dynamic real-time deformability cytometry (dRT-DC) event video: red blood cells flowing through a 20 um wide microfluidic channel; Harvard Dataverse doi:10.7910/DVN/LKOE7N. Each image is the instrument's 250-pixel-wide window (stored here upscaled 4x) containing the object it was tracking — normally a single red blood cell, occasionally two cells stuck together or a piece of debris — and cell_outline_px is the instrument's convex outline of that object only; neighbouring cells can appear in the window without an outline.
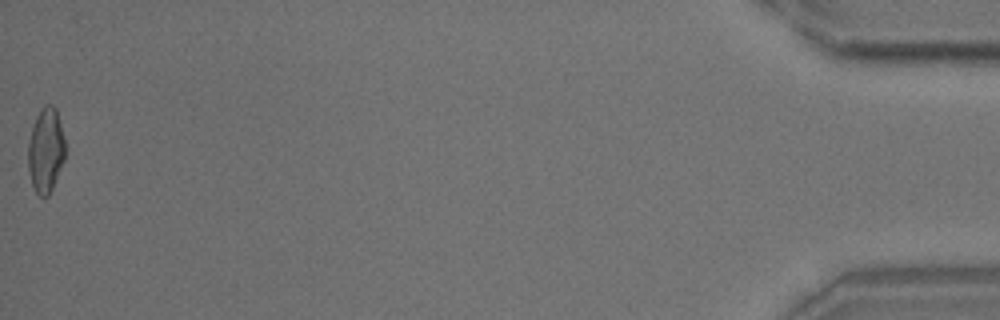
{"species": "common noctule bat (a hibernating species)", "species_latin": "Nyctalus noctula", "temperature_condition": "room temperature", "stored_images_in_passage": 16, "camera_frame_rate_fps": 3000, "um_per_image_px": 0.085, "animal": {"sex": "male", "body_mass_g": 18.8}, "frame": {"image": 1, "passage_image": 16, "time_ms": 17.333, "image_size_px": [1000, 320], "cell_outline_px": [[64, 160], [52, 188], [48, 196], [40, 196], [36, 192], [32, 184], [28, 168], [28, 144], [32, 128], [36, 116], [44, 104], [52, 104], [56, 108], [64, 140]], "centroid_in_image_um": [3.88, 12.76], "position_along_channel_um": 431.3, "area_um2": 18.03}, "authors_computed_cell_mechanics": {"area_um2": 18.3226, "velocity_mm_per_s": 3.7295, "shape_relaxation_time_tau1_ms": 5.2213, "shape_relaxation_time_tau2_ms": 2.0239, "deformation_change_tau1": 0.1746, "deformation_change_tau2": 0.0747}}